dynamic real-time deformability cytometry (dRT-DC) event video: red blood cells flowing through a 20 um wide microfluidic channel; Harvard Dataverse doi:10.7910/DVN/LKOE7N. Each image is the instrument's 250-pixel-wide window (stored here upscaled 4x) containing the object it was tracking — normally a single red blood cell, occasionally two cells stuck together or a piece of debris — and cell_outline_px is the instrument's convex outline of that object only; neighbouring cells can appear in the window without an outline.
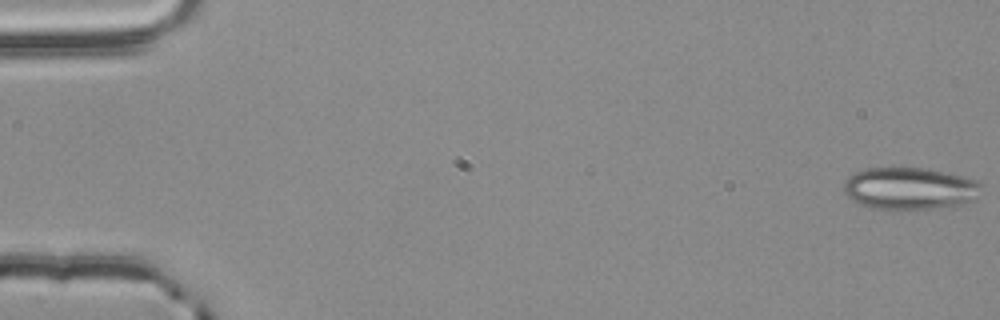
{"species": "common noctule bat (a hibernating species)", "species_latin": "Nyctalus noctula", "temperature_condition": "room temperature", "stored_images_in_passage": 55, "camera_frame_rate_fps": 3000, "um_per_image_px": 0.085, "animal": {"sex": "male", "body_mass_g": 20.4}, "frame": {"image": 1, "passage_image": 1, "time_ms": 0.0, "image_size_px": [1000, 320], "cell_outline_px": [[980, 184], [976, 196], [972, 200], [964, 204], [936, 208], [900, 212], [872, 208], [860, 204], [852, 200], [844, 192], [844, 184], [848, 176], [856, 172], [868, 168], [924, 168], [960, 176], [976, 180]], "centroid_in_image_um": [77.27, 16.06], "position_along_channel_um": 7.7, "area_um2": 33.99}}
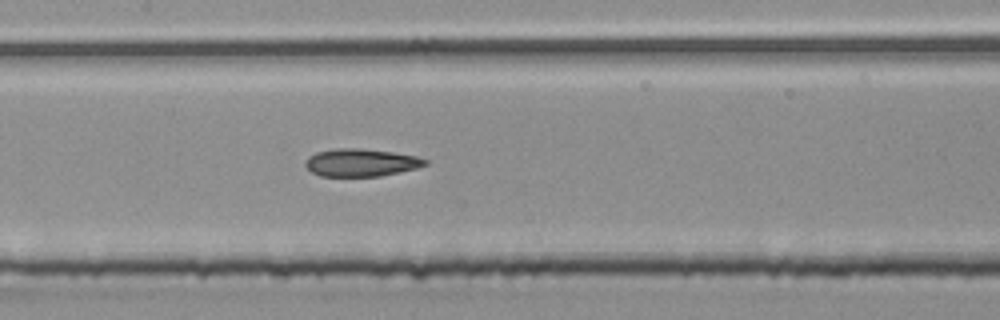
{"frame": {"image": 2, "passage_image": 27, "time_ms": 8.667, "image_size_px": [1000, 320], "cell_outline_px": [[428, 164], [416, 168], [400, 172], [380, 176], [320, 176], [312, 172], [304, 164], [308, 156], [316, 152], [336, 148], [356, 148], [392, 152], [416, 156], [428, 160]], "centroid_in_image_um": [30.68, 13.82], "position_along_channel_um": 176.7, "area_um2": 19.25}}
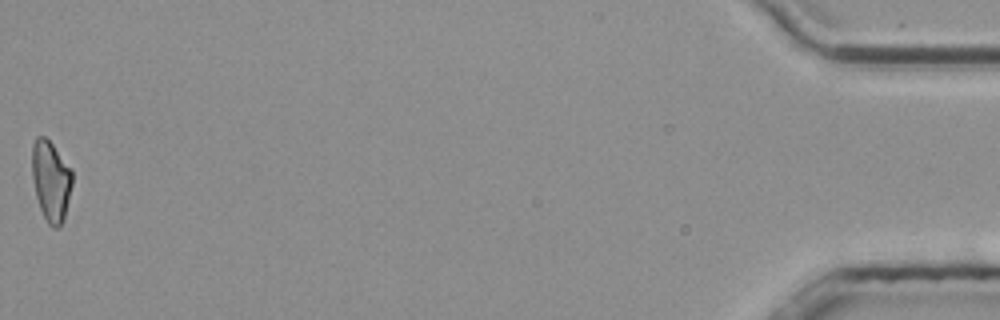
{"frame": {"image": 3, "passage_image": 55, "time_ms": 18.0, "image_size_px": [1000, 320], "cell_outline_px": [[72, 184], [64, 216], [60, 224], [56, 228], [52, 228], [48, 224], [40, 208], [36, 196], [32, 180], [32, 144], [36, 136], [44, 136], [52, 144], [72, 168]], "centroid_in_image_um": [4.31, 15.33], "position_along_channel_um": 430.9, "area_um2": 18.79}, "authors_computed_cell_mechanics": {"area_um2": 19.8254, "velocity_mm_per_s": 3.8439, "shape_relaxation_time_tau1_ms": null, "shape_relaxation_time_tau2_ms": 3.3146, "deformation_change_tau1": null, "deformation_change_tau2": 0.1185}}